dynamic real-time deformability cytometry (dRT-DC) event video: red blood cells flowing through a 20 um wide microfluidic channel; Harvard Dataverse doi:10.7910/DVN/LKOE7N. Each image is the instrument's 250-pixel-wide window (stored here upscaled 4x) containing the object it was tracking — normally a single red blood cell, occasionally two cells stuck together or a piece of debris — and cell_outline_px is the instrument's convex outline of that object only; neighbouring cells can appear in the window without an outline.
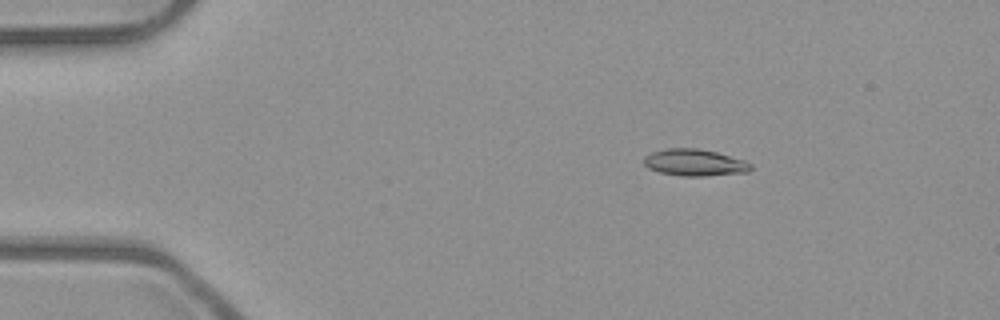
{"species": "common noctule bat (a hibernating species)", "species_latin": "Nyctalus noctula", "temperature_condition": "room temperature", "stored_images_in_passage": 3, "camera_frame_rate_fps": 3000, "um_per_image_px": 0.085, "animal": {"sex": "male", "body_mass_g": 23.1, "forearm_length_mm": 52.7}, "frame": {"image": 1, "passage_image": 1, "time_ms": 0.0, "image_size_px": [1000, 320], "cell_outline_px": [[752, 168], [748, 172], [704, 176], [680, 176], [660, 172], [648, 168], [644, 164], [644, 156], [652, 152], [664, 148], [700, 148], [716, 152], [744, 160], [752, 164]], "centroid_in_image_um": [59.03, 13.81], "position_along_channel_um": 26.0, "area_um2": 16.76}}